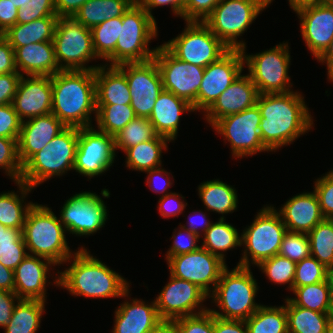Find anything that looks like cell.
<instances>
[{
	"label": "cell",
	"instance_id": "obj_64",
	"mask_svg": "<svg viewBox=\"0 0 333 333\" xmlns=\"http://www.w3.org/2000/svg\"><path fill=\"white\" fill-rule=\"evenodd\" d=\"M88 0H55V9L59 18H73L80 7Z\"/></svg>",
	"mask_w": 333,
	"mask_h": 333
},
{
	"label": "cell",
	"instance_id": "obj_38",
	"mask_svg": "<svg viewBox=\"0 0 333 333\" xmlns=\"http://www.w3.org/2000/svg\"><path fill=\"white\" fill-rule=\"evenodd\" d=\"M203 236L204 241L201 247L218 256L224 262L225 255L223 252L242 246V238L239 236L237 229L225 222L224 216L220 217L217 222L212 223Z\"/></svg>",
	"mask_w": 333,
	"mask_h": 333
},
{
	"label": "cell",
	"instance_id": "obj_50",
	"mask_svg": "<svg viewBox=\"0 0 333 333\" xmlns=\"http://www.w3.org/2000/svg\"><path fill=\"white\" fill-rule=\"evenodd\" d=\"M43 17H58L55 0H26L18 9L16 24H26Z\"/></svg>",
	"mask_w": 333,
	"mask_h": 333
},
{
	"label": "cell",
	"instance_id": "obj_4",
	"mask_svg": "<svg viewBox=\"0 0 333 333\" xmlns=\"http://www.w3.org/2000/svg\"><path fill=\"white\" fill-rule=\"evenodd\" d=\"M65 231L60 218L49 207L35 203L27 213L22 235L32 255L61 265L73 255Z\"/></svg>",
	"mask_w": 333,
	"mask_h": 333
},
{
	"label": "cell",
	"instance_id": "obj_37",
	"mask_svg": "<svg viewBox=\"0 0 333 333\" xmlns=\"http://www.w3.org/2000/svg\"><path fill=\"white\" fill-rule=\"evenodd\" d=\"M285 300L288 333H326L331 313L316 312L299 307L289 297Z\"/></svg>",
	"mask_w": 333,
	"mask_h": 333
},
{
	"label": "cell",
	"instance_id": "obj_12",
	"mask_svg": "<svg viewBox=\"0 0 333 333\" xmlns=\"http://www.w3.org/2000/svg\"><path fill=\"white\" fill-rule=\"evenodd\" d=\"M242 53L244 64L249 70L248 75L259 94L291 91L292 84L288 75L291 62L288 43L279 44L255 55H246L244 51Z\"/></svg>",
	"mask_w": 333,
	"mask_h": 333
},
{
	"label": "cell",
	"instance_id": "obj_2",
	"mask_svg": "<svg viewBox=\"0 0 333 333\" xmlns=\"http://www.w3.org/2000/svg\"><path fill=\"white\" fill-rule=\"evenodd\" d=\"M52 114L66 127L92 126L96 113L95 70H60L51 76Z\"/></svg>",
	"mask_w": 333,
	"mask_h": 333
},
{
	"label": "cell",
	"instance_id": "obj_3",
	"mask_svg": "<svg viewBox=\"0 0 333 333\" xmlns=\"http://www.w3.org/2000/svg\"><path fill=\"white\" fill-rule=\"evenodd\" d=\"M66 261L71 266L55 279L54 284L66 288L74 296L90 298L126 297L129 283L102 261L93 257L84 247L73 252ZM73 258V260H72Z\"/></svg>",
	"mask_w": 333,
	"mask_h": 333
},
{
	"label": "cell",
	"instance_id": "obj_58",
	"mask_svg": "<svg viewBox=\"0 0 333 333\" xmlns=\"http://www.w3.org/2000/svg\"><path fill=\"white\" fill-rule=\"evenodd\" d=\"M18 73L15 66L14 49L4 35L0 36V74Z\"/></svg>",
	"mask_w": 333,
	"mask_h": 333
},
{
	"label": "cell",
	"instance_id": "obj_56",
	"mask_svg": "<svg viewBox=\"0 0 333 333\" xmlns=\"http://www.w3.org/2000/svg\"><path fill=\"white\" fill-rule=\"evenodd\" d=\"M178 193H169L166 196H162L159 198V212L162 217H176L181 214L187 203H184L180 198Z\"/></svg>",
	"mask_w": 333,
	"mask_h": 333
},
{
	"label": "cell",
	"instance_id": "obj_43",
	"mask_svg": "<svg viewBox=\"0 0 333 333\" xmlns=\"http://www.w3.org/2000/svg\"><path fill=\"white\" fill-rule=\"evenodd\" d=\"M26 251L22 230L10 227L2 229V237L0 238L1 264L14 271L29 253Z\"/></svg>",
	"mask_w": 333,
	"mask_h": 333
},
{
	"label": "cell",
	"instance_id": "obj_51",
	"mask_svg": "<svg viewBox=\"0 0 333 333\" xmlns=\"http://www.w3.org/2000/svg\"><path fill=\"white\" fill-rule=\"evenodd\" d=\"M174 321L179 333H214V315L210 310Z\"/></svg>",
	"mask_w": 333,
	"mask_h": 333
},
{
	"label": "cell",
	"instance_id": "obj_72",
	"mask_svg": "<svg viewBox=\"0 0 333 333\" xmlns=\"http://www.w3.org/2000/svg\"><path fill=\"white\" fill-rule=\"evenodd\" d=\"M9 1H11L17 9H19L20 6H24L26 0H9Z\"/></svg>",
	"mask_w": 333,
	"mask_h": 333
},
{
	"label": "cell",
	"instance_id": "obj_23",
	"mask_svg": "<svg viewBox=\"0 0 333 333\" xmlns=\"http://www.w3.org/2000/svg\"><path fill=\"white\" fill-rule=\"evenodd\" d=\"M66 126L52 113L24 120L18 137V157L23 165L42 150Z\"/></svg>",
	"mask_w": 333,
	"mask_h": 333
},
{
	"label": "cell",
	"instance_id": "obj_10",
	"mask_svg": "<svg viewBox=\"0 0 333 333\" xmlns=\"http://www.w3.org/2000/svg\"><path fill=\"white\" fill-rule=\"evenodd\" d=\"M53 44L60 70H95L99 67L85 66L98 57L93 48L91 29L74 18L58 19Z\"/></svg>",
	"mask_w": 333,
	"mask_h": 333
},
{
	"label": "cell",
	"instance_id": "obj_28",
	"mask_svg": "<svg viewBox=\"0 0 333 333\" xmlns=\"http://www.w3.org/2000/svg\"><path fill=\"white\" fill-rule=\"evenodd\" d=\"M161 321L155 301L146 304L132 299L116 309L112 333H149Z\"/></svg>",
	"mask_w": 333,
	"mask_h": 333
},
{
	"label": "cell",
	"instance_id": "obj_7",
	"mask_svg": "<svg viewBox=\"0 0 333 333\" xmlns=\"http://www.w3.org/2000/svg\"><path fill=\"white\" fill-rule=\"evenodd\" d=\"M78 136L79 128L66 127L22 165L20 181L34 189L53 176L73 170Z\"/></svg>",
	"mask_w": 333,
	"mask_h": 333
},
{
	"label": "cell",
	"instance_id": "obj_17",
	"mask_svg": "<svg viewBox=\"0 0 333 333\" xmlns=\"http://www.w3.org/2000/svg\"><path fill=\"white\" fill-rule=\"evenodd\" d=\"M114 136L92 126L79 128L74 170L89 179L105 173L115 160Z\"/></svg>",
	"mask_w": 333,
	"mask_h": 333
},
{
	"label": "cell",
	"instance_id": "obj_73",
	"mask_svg": "<svg viewBox=\"0 0 333 333\" xmlns=\"http://www.w3.org/2000/svg\"><path fill=\"white\" fill-rule=\"evenodd\" d=\"M2 229H7V226L0 224V238L2 237Z\"/></svg>",
	"mask_w": 333,
	"mask_h": 333
},
{
	"label": "cell",
	"instance_id": "obj_8",
	"mask_svg": "<svg viewBox=\"0 0 333 333\" xmlns=\"http://www.w3.org/2000/svg\"><path fill=\"white\" fill-rule=\"evenodd\" d=\"M271 0H221L203 21L229 49L245 51L246 44L237 40Z\"/></svg>",
	"mask_w": 333,
	"mask_h": 333
},
{
	"label": "cell",
	"instance_id": "obj_32",
	"mask_svg": "<svg viewBox=\"0 0 333 333\" xmlns=\"http://www.w3.org/2000/svg\"><path fill=\"white\" fill-rule=\"evenodd\" d=\"M136 0H88L74 15V19L92 29L100 23L122 17Z\"/></svg>",
	"mask_w": 333,
	"mask_h": 333
},
{
	"label": "cell",
	"instance_id": "obj_18",
	"mask_svg": "<svg viewBox=\"0 0 333 333\" xmlns=\"http://www.w3.org/2000/svg\"><path fill=\"white\" fill-rule=\"evenodd\" d=\"M169 281L154 300L162 320L174 321L181 317L197 315L209 310L207 307L201 306L209 296L197 285L176 278L171 274Z\"/></svg>",
	"mask_w": 333,
	"mask_h": 333
},
{
	"label": "cell",
	"instance_id": "obj_54",
	"mask_svg": "<svg viewBox=\"0 0 333 333\" xmlns=\"http://www.w3.org/2000/svg\"><path fill=\"white\" fill-rule=\"evenodd\" d=\"M180 229L179 232L175 231L172 236L174 238V242L169 251L166 253V260L172 256L196 251L201 247L197 244V242H199L198 239L201 237L183 228L182 225H180Z\"/></svg>",
	"mask_w": 333,
	"mask_h": 333
},
{
	"label": "cell",
	"instance_id": "obj_20",
	"mask_svg": "<svg viewBox=\"0 0 333 333\" xmlns=\"http://www.w3.org/2000/svg\"><path fill=\"white\" fill-rule=\"evenodd\" d=\"M244 65L242 50L229 49L217 61L205 67L197 95V110L206 112L240 76Z\"/></svg>",
	"mask_w": 333,
	"mask_h": 333
},
{
	"label": "cell",
	"instance_id": "obj_1",
	"mask_svg": "<svg viewBox=\"0 0 333 333\" xmlns=\"http://www.w3.org/2000/svg\"><path fill=\"white\" fill-rule=\"evenodd\" d=\"M256 104L262 117L260 136L269 151L291 144L313 127L311 114L299 92L259 94Z\"/></svg>",
	"mask_w": 333,
	"mask_h": 333
},
{
	"label": "cell",
	"instance_id": "obj_67",
	"mask_svg": "<svg viewBox=\"0 0 333 333\" xmlns=\"http://www.w3.org/2000/svg\"><path fill=\"white\" fill-rule=\"evenodd\" d=\"M317 60L327 64L328 79L333 82V39L325 51L317 58Z\"/></svg>",
	"mask_w": 333,
	"mask_h": 333
},
{
	"label": "cell",
	"instance_id": "obj_16",
	"mask_svg": "<svg viewBox=\"0 0 333 333\" xmlns=\"http://www.w3.org/2000/svg\"><path fill=\"white\" fill-rule=\"evenodd\" d=\"M167 263L172 276L192 282L208 296L214 291L222 271L227 267L223 260L202 247L169 257Z\"/></svg>",
	"mask_w": 333,
	"mask_h": 333
},
{
	"label": "cell",
	"instance_id": "obj_63",
	"mask_svg": "<svg viewBox=\"0 0 333 333\" xmlns=\"http://www.w3.org/2000/svg\"><path fill=\"white\" fill-rule=\"evenodd\" d=\"M214 333H248V329L243 320H226L214 316Z\"/></svg>",
	"mask_w": 333,
	"mask_h": 333
},
{
	"label": "cell",
	"instance_id": "obj_45",
	"mask_svg": "<svg viewBox=\"0 0 333 333\" xmlns=\"http://www.w3.org/2000/svg\"><path fill=\"white\" fill-rule=\"evenodd\" d=\"M157 136L148 118L135 117L117 135L114 136L115 150L125 151L141 142L151 140Z\"/></svg>",
	"mask_w": 333,
	"mask_h": 333
},
{
	"label": "cell",
	"instance_id": "obj_29",
	"mask_svg": "<svg viewBox=\"0 0 333 333\" xmlns=\"http://www.w3.org/2000/svg\"><path fill=\"white\" fill-rule=\"evenodd\" d=\"M185 111L194 112L192 105L174 93L163 90L148 119L157 135L173 141L177 137L180 115Z\"/></svg>",
	"mask_w": 333,
	"mask_h": 333
},
{
	"label": "cell",
	"instance_id": "obj_31",
	"mask_svg": "<svg viewBox=\"0 0 333 333\" xmlns=\"http://www.w3.org/2000/svg\"><path fill=\"white\" fill-rule=\"evenodd\" d=\"M59 17H43L26 24H16L3 35L12 47L53 41Z\"/></svg>",
	"mask_w": 333,
	"mask_h": 333
},
{
	"label": "cell",
	"instance_id": "obj_48",
	"mask_svg": "<svg viewBox=\"0 0 333 333\" xmlns=\"http://www.w3.org/2000/svg\"><path fill=\"white\" fill-rule=\"evenodd\" d=\"M326 266L310 256L296 263L293 290L326 280Z\"/></svg>",
	"mask_w": 333,
	"mask_h": 333
},
{
	"label": "cell",
	"instance_id": "obj_46",
	"mask_svg": "<svg viewBox=\"0 0 333 333\" xmlns=\"http://www.w3.org/2000/svg\"><path fill=\"white\" fill-rule=\"evenodd\" d=\"M268 279L277 284L289 283L290 291H293V281L295 277L296 263L288 258L275 255L272 258L265 259L257 265Z\"/></svg>",
	"mask_w": 333,
	"mask_h": 333
},
{
	"label": "cell",
	"instance_id": "obj_34",
	"mask_svg": "<svg viewBox=\"0 0 333 333\" xmlns=\"http://www.w3.org/2000/svg\"><path fill=\"white\" fill-rule=\"evenodd\" d=\"M16 184L21 192V198L15 191L0 194V224L23 231L27 213L35 203L29 202L27 205L22 203L33 188L22 181H17Z\"/></svg>",
	"mask_w": 333,
	"mask_h": 333
},
{
	"label": "cell",
	"instance_id": "obj_6",
	"mask_svg": "<svg viewBox=\"0 0 333 333\" xmlns=\"http://www.w3.org/2000/svg\"><path fill=\"white\" fill-rule=\"evenodd\" d=\"M156 25L155 18L135 1L122 16L116 48L106 59L110 66L152 60L157 47L149 50L148 43L158 35Z\"/></svg>",
	"mask_w": 333,
	"mask_h": 333
},
{
	"label": "cell",
	"instance_id": "obj_49",
	"mask_svg": "<svg viewBox=\"0 0 333 333\" xmlns=\"http://www.w3.org/2000/svg\"><path fill=\"white\" fill-rule=\"evenodd\" d=\"M15 182L20 181L22 164L18 157V145L16 139L0 137V169Z\"/></svg>",
	"mask_w": 333,
	"mask_h": 333
},
{
	"label": "cell",
	"instance_id": "obj_41",
	"mask_svg": "<svg viewBox=\"0 0 333 333\" xmlns=\"http://www.w3.org/2000/svg\"><path fill=\"white\" fill-rule=\"evenodd\" d=\"M135 117L131 105H96L98 130L108 135H117Z\"/></svg>",
	"mask_w": 333,
	"mask_h": 333
},
{
	"label": "cell",
	"instance_id": "obj_57",
	"mask_svg": "<svg viewBox=\"0 0 333 333\" xmlns=\"http://www.w3.org/2000/svg\"><path fill=\"white\" fill-rule=\"evenodd\" d=\"M21 76L19 73L0 74V105L12 103Z\"/></svg>",
	"mask_w": 333,
	"mask_h": 333
},
{
	"label": "cell",
	"instance_id": "obj_40",
	"mask_svg": "<svg viewBox=\"0 0 333 333\" xmlns=\"http://www.w3.org/2000/svg\"><path fill=\"white\" fill-rule=\"evenodd\" d=\"M295 298H289L295 305L316 312L333 313V300L327 282L296 287L293 290Z\"/></svg>",
	"mask_w": 333,
	"mask_h": 333
},
{
	"label": "cell",
	"instance_id": "obj_66",
	"mask_svg": "<svg viewBox=\"0 0 333 333\" xmlns=\"http://www.w3.org/2000/svg\"><path fill=\"white\" fill-rule=\"evenodd\" d=\"M198 215L201 216L200 221H197V222H199V226L200 227L197 225L196 220L195 219L193 220L194 215H193L192 218H191V216L189 217L190 218V220H189L190 222L188 223L189 226H187V227L186 226H182V227L185 228V229H187V230H189V231H191L192 233L198 235L199 237H201L202 234H200V233L204 232V234H205V232L210 228L212 222L209 221V219L206 217L207 215H205V213L203 214L202 211H198ZM198 228H201L202 230L199 231Z\"/></svg>",
	"mask_w": 333,
	"mask_h": 333
},
{
	"label": "cell",
	"instance_id": "obj_24",
	"mask_svg": "<svg viewBox=\"0 0 333 333\" xmlns=\"http://www.w3.org/2000/svg\"><path fill=\"white\" fill-rule=\"evenodd\" d=\"M259 93L251 77L241 75L217 98L205 112L206 120L213 125L217 120L256 104Z\"/></svg>",
	"mask_w": 333,
	"mask_h": 333
},
{
	"label": "cell",
	"instance_id": "obj_69",
	"mask_svg": "<svg viewBox=\"0 0 333 333\" xmlns=\"http://www.w3.org/2000/svg\"><path fill=\"white\" fill-rule=\"evenodd\" d=\"M289 5L293 10L298 9L299 7L310 5V4H316L321 3V0H288Z\"/></svg>",
	"mask_w": 333,
	"mask_h": 333
},
{
	"label": "cell",
	"instance_id": "obj_27",
	"mask_svg": "<svg viewBox=\"0 0 333 333\" xmlns=\"http://www.w3.org/2000/svg\"><path fill=\"white\" fill-rule=\"evenodd\" d=\"M13 49L15 66L21 75L25 73L26 76H52L60 71L53 41L38 42Z\"/></svg>",
	"mask_w": 333,
	"mask_h": 333
},
{
	"label": "cell",
	"instance_id": "obj_21",
	"mask_svg": "<svg viewBox=\"0 0 333 333\" xmlns=\"http://www.w3.org/2000/svg\"><path fill=\"white\" fill-rule=\"evenodd\" d=\"M300 18L302 37L317 59L333 39V3H316L294 10Z\"/></svg>",
	"mask_w": 333,
	"mask_h": 333
},
{
	"label": "cell",
	"instance_id": "obj_60",
	"mask_svg": "<svg viewBox=\"0 0 333 333\" xmlns=\"http://www.w3.org/2000/svg\"><path fill=\"white\" fill-rule=\"evenodd\" d=\"M146 173H148V177H147V184L148 186L152 189V191L156 192V193H162L163 196H166L167 194L171 193V192H167L168 187H171L172 183L170 181V177H169V173L167 171H165L164 169L156 168V169H151V170H147L145 171ZM165 176H164V175ZM161 179V184L157 179ZM165 177V179L163 180L162 178ZM168 178V179H167ZM158 182V183H157ZM156 184V185H155ZM159 186H158V185Z\"/></svg>",
	"mask_w": 333,
	"mask_h": 333
},
{
	"label": "cell",
	"instance_id": "obj_62",
	"mask_svg": "<svg viewBox=\"0 0 333 333\" xmlns=\"http://www.w3.org/2000/svg\"><path fill=\"white\" fill-rule=\"evenodd\" d=\"M136 1L153 18L154 16L152 15L151 10L153 8L166 5L171 6L174 15L176 14L183 18V7L185 0H136Z\"/></svg>",
	"mask_w": 333,
	"mask_h": 333
},
{
	"label": "cell",
	"instance_id": "obj_5",
	"mask_svg": "<svg viewBox=\"0 0 333 333\" xmlns=\"http://www.w3.org/2000/svg\"><path fill=\"white\" fill-rule=\"evenodd\" d=\"M257 291L258 285L250 267L236 266L230 271L226 267L209 296L223 312L209 310L221 319L245 321L261 306L254 299Z\"/></svg>",
	"mask_w": 333,
	"mask_h": 333
},
{
	"label": "cell",
	"instance_id": "obj_71",
	"mask_svg": "<svg viewBox=\"0 0 333 333\" xmlns=\"http://www.w3.org/2000/svg\"><path fill=\"white\" fill-rule=\"evenodd\" d=\"M326 333H333V313L329 315V319L327 322Z\"/></svg>",
	"mask_w": 333,
	"mask_h": 333
},
{
	"label": "cell",
	"instance_id": "obj_52",
	"mask_svg": "<svg viewBox=\"0 0 333 333\" xmlns=\"http://www.w3.org/2000/svg\"><path fill=\"white\" fill-rule=\"evenodd\" d=\"M321 212L325 219H333V169L315 181Z\"/></svg>",
	"mask_w": 333,
	"mask_h": 333
},
{
	"label": "cell",
	"instance_id": "obj_19",
	"mask_svg": "<svg viewBox=\"0 0 333 333\" xmlns=\"http://www.w3.org/2000/svg\"><path fill=\"white\" fill-rule=\"evenodd\" d=\"M60 213V221L66 231L77 236L97 232L105 225L108 216L102 198L90 191L70 197Z\"/></svg>",
	"mask_w": 333,
	"mask_h": 333
},
{
	"label": "cell",
	"instance_id": "obj_55",
	"mask_svg": "<svg viewBox=\"0 0 333 333\" xmlns=\"http://www.w3.org/2000/svg\"><path fill=\"white\" fill-rule=\"evenodd\" d=\"M221 0H185L183 19L203 22Z\"/></svg>",
	"mask_w": 333,
	"mask_h": 333
},
{
	"label": "cell",
	"instance_id": "obj_65",
	"mask_svg": "<svg viewBox=\"0 0 333 333\" xmlns=\"http://www.w3.org/2000/svg\"><path fill=\"white\" fill-rule=\"evenodd\" d=\"M15 278L14 271L0 263V289L14 292Z\"/></svg>",
	"mask_w": 333,
	"mask_h": 333
},
{
	"label": "cell",
	"instance_id": "obj_47",
	"mask_svg": "<svg viewBox=\"0 0 333 333\" xmlns=\"http://www.w3.org/2000/svg\"><path fill=\"white\" fill-rule=\"evenodd\" d=\"M278 255L297 263L311 256L308 234L286 231Z\"/></svg>",
	"mask_w": 333,
	"mask_h": 333
},
{
	"label": "cell",
	"instance_id": "obj_36",
	"mask_svg": "<svg viewBox=\"0 0 333 333\" xmlns=\"http://www.w3.org/2000/svg\"><path fill=\"white\" fill-rule=\"evenodd\" d=\"M45 302L36 299H20L4 327L5 333H36L40 327Z\"/></svg>",
	"mask_w": 333,
	"mask_h": 333
},
{
	"label": "cell",
	"instance_id": "obj_39",
	"mask_svg": "<svg viewBox=\"0 0 333 333\" xmlns=\"http://www.w3.org/2000/svg\"><path fill=\"white\" fill-rule=\"evenodd\" d=\"M248 333H288L287 313L284 305H262L245 320Z\"/></svg>",
	"mask_w": 333,
	"mask_h": 333
},
{
	"label": "cell",
	"instance_id": "obj_22",
	"mask_svg": "<svg viewBox=\"0 0 333 333\" xmlns=\"http://www.w3.org/2000/svg\"><path fill=\"white\" fill-rule=\"evenodd\" d=\"M29 77V78H28ZM21 76L12 105L20 120L52 113L51 76Z\"/></svg>",
	"mask_w": 333,
	"mask_h": 333
},
{
	"label": "cell",
	"instance_id": "obj_9",
	"mask_svg": "<svg viewBox=\"0 0 333 333\" xmlns=\"http://www.w3.org/2000/svg\"><path fill=\"white\" fill-rule=\"evenodd\" d=\"M286 231L278 211L272 206H264L253 223L241 234V245H245V250L237 266L250 267L251 260L252 264L258 265L263 260L278 255Z\"/></svg>",
	"mask_w": 333,
	"mask_h": 333
},
{
	"label": "cell",
	"instance_id": "obj_13",
	"mask_svg": "<svg viewBox=\"0 0 333 333\" xmlns=\"http://www.w3.org/2000/svg\"><path fill=\"white\" fill-rule=\"evenodd\" d=\"M261 118L259 107L255 104L242 112L217 120L212 128L214 127L215 131L230 143L232 156L235 158L253 156L257 152L269 151L263 145L260 136Z\"/></svg>",
	"mask_w": 333,
	"mask_h": 333
},
{
	"label": "cell",
	"instance_id": "obj_35",
	"mask_svg": "<svg viewBox=\"0 0 333 333\" xmlns=\"http://www.w3.org/2000/svg\"><path fill=\"white\" fill-rule=\"evenodd\" d=\"M200 199L207 210L226 214L234 212L238 206L237 191L219 179L210 180L198 186Z\"/></svg>",
	"mask_w": 333,
	"mask_h": 333
},
{
	"label": "cell",
	"instance_id": "obj_11",
	"mask_svg": "<svg viewBox=\"0 0 333 333\" xmlns=\"http://www.w3.org/2000/svg\"><path fill=\"white\" fill-rule=\"evenodd\" d=\"M186 26L181 34L163 44L179 60L205 68L229 50L204 22L187 21Z\"/></svg>",
	"mask_w": 333,
	"mask_h": 333
},
{
	"label": "cell",
	"instance_id": "obj_25",
	"mask_svg": "<svg viewBox=\"0 0 333 333\" xmlns=\"http://www.w3.org/2000/svg\"><path fill=\"white\" fill-rule=\"evenodd\" d=\"M51 265L55 266L48 259L28 253L14 270V293L20 299L46 301L47 274Z\"/></svg>",
	"mask_w": 333,
	"mask_h": 333
},
{
	"label": "cell",
	"instance_id": "obj_26",
	"mask_svg": "<svg viewBox=\"0 0 333 333\" xmlns=\"http://www.w3.org/2000/svg\"><path fill=\"white\" fill-rule=\"evenodd\" d=\"M278 213L288 231L306 234L325 219L315 191L293 196Z\"/></svg>",
	"mask_w": 333,
	"mask_h": 333
},
{
	"label": "cell",
	"instance_id": "obj_44",
	"mask_svg": "<svg viewBox=\"0 0 333 333\" xmlns=\"http://www.w3.org/2000/svg\"><path fill=\"white\" fill-rule=\"evenodd\" d=\"M120 25H122V17H116L91 29L93 48L98 59L106 60L114 52L120 36Z\"/></svg>",
	"mask_w": 333,
	"mask_h": 333
},
{
	"label": "cell",
	"instance_id": "obj_68",
	"mask_svg": "<svg viewBox=\"0 0 333 333\" xmlns=\"http://www.w3.org/2000/svg\"><path fill=\"white\" fill-rule=\"evenodd\" d=\"M149 333H179L175 321L162 320Z\"/></svg>",
	"mask_w": 333,
	"mask_h": 333
},
{
	"label": "cell",
	"instance_id": "obj_61",
	"mask_svg": "<svg viewBox=\"0 0 333 333\" xmlns=\"http://www.w3.org/2000/svg\"><path fill=\"white\" fill-rule=\"evenodd\" d=\"M18 9L9 0H0V30L5 33L16 25Z\"/></svg>",
	"mask_w": 333,
	"mask_h": 333
},
{
	"label": "cell",
	"instance_id": "obj_53",
	"mask_svg": "<svg viewBox=\"0 0 333 333\" xmlns=\"http://www.w3.org/2000/svg\"><path fill=\"white\" fill-rule=\"evenodd\" d=\"M21 124L22 121L14 110L12 103L0 105V137L18 141Z\"/></svg>",
	"mask_w": 333,
	"mask_h": 333
},
{
	"label": "cell",
	"instance_id": "obj_30",
	"mask_svg": "<svg viewBox=\"0 0 333 333\" xmlns=\"http://www.w3.org/2000/svg\"><path fill=\"white\" fill-rule=\"evenodd\" d=\"M96 105H130L131 95L125 74L117 66L95 69Z\"/></svg>",
	"mask_w": 333,
	"mask_h": 333
},
{
	"label": "cell",
	"instance_id": "obj_15",
	"mask_svg": "<svg viewBox=\"0 0 333 333\" xmlns=\"http://www.w3.org/2000/svg\"><path fill=\"white\" fill-rule=\"evenodd\" d=\"M117 67L125 74L136 117L149 118L156 99L164 90L162 77L154 59L122 63Z\"/></svg>",
	"mask_w": 333,
	"mask_h": 333
},
{
	"label": "cell",
	"instance_id": "obj_42",
	"mask_svg": "<svg viewBox=\"0 0 333 333\" xmlns=\"http://www.w3.org/2000/svg\"><path fill=\"white\" fill-rule=\"evenodd\" d=\"M311 256L326 267L333 264V219H324L309 233Z\"/></svg>",
	"mask_w": 333,
	"mask_h": 333
},
{
	"label": "cell",
	"instance_id": "obj_14",
	"mask_svg": "<svg viewBox=\"0 0 333 333\" xmlns=\"http://www.w3.org/2000/svg\"><path fill=\"white\" fill-rule=\"evenodd\" d=\"M158 65L165 91L174 93L197 111V95L205 68L176 58L163 44L153 57Z\"/></svg>",
	"mask_w": 333,
	"mask_h": 333
},
{
	"label": "cell",
	"instance_id": "obj_74",
	"mask_svg": "<svg viewBox=\"0 0 333 333\" xmlns=\"http://www.w3.org/2000/svg\"><path fill=\"white\" fill-rule=\"evenodd\" d=\"M321 3H333V0H321Z\"/></svg>",
	"mask_w": 333,
	"mask_h": 333
},
{
	"label": "cell",
	"instance_id": "obj_33",
	"mask_svg": "<svg viewBox=\"0 0 333 333\" xmlns=\"http://www.w3.org/2000/svg\"><path fill=\"white\" fill-rule=\"evenodd\" d=\"M168 142L169 139L157 135L151 140L127 148L124 151L127 155L126 167L141 172L161 167L162 150H167Z\"/></svg>",
	"mask_w": 333,
	"mask_h": 333
},
{
	"label": "cell",
	"instance_id": "obj_59",
	"mask_svg": "<svg viewBox=\"0 0 333 333\" xmlns=\"http://www.w3.org/2000/svg\"><path fill=\"white\" fill-rule=\"evenodd\" d=\"M20 298L14 293L0 289V327L4 328L11 319L13 310Z\"/></svg>",
	"mask_w": 333,
	"mask_h": 333
},
{
	"label": "cell",
	"instance_id": "obj_70",
	"mask_svg": "<svg viewBox=\"0 0 333 333\" xmlns=\"http://www.w3.org/2000/svg\"><path fill=\"white\" fill-rule=\"evenodd\" d=\"M326 282L333 300V264L326 268Z\"/></svg>",
	"mask_w": 333,
	"mask_h": 333
}]
</instances>
